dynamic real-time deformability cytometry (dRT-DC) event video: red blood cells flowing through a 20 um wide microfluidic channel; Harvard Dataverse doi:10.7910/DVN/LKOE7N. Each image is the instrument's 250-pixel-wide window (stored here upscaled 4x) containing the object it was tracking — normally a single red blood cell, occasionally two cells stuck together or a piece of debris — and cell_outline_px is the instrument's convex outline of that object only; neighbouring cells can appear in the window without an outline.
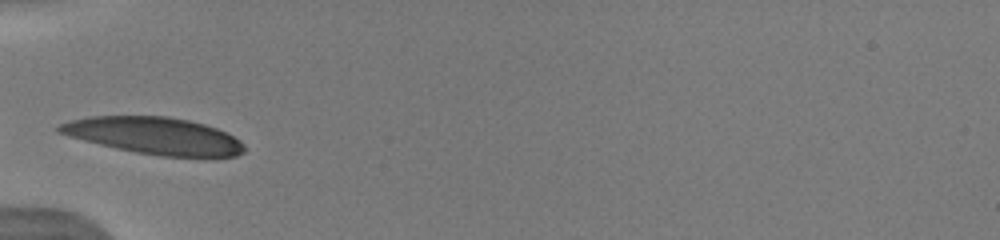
{"species": "human", "species_latin": "Homo sapiens", "temperature_condition": "warm", "stored_images_in_passage": 11, "camera_frame_rate_fps": 3000, "um_per_image_px": 0.085, "donor": {"sex": "male"}, "frame": {"image": 1, "passage_image": 1, "time_ms": 0.0, "image_size_px": [1000, 240], "cell_outline_px": [[244, 152], [236, 156], [160, 156], [136, 152], [116, 148], [68, 136], [56, 132], [56, 128], [60, 124], [72, 120], [88, 116], [168, 116], [188, 120], [204, 124], [216, 128], [240, 140], [244, 144]], "centroid_in_image_um": [13.09, 11.53], "position_along_channel_um": 71.9, "area_um2": 39.48}}